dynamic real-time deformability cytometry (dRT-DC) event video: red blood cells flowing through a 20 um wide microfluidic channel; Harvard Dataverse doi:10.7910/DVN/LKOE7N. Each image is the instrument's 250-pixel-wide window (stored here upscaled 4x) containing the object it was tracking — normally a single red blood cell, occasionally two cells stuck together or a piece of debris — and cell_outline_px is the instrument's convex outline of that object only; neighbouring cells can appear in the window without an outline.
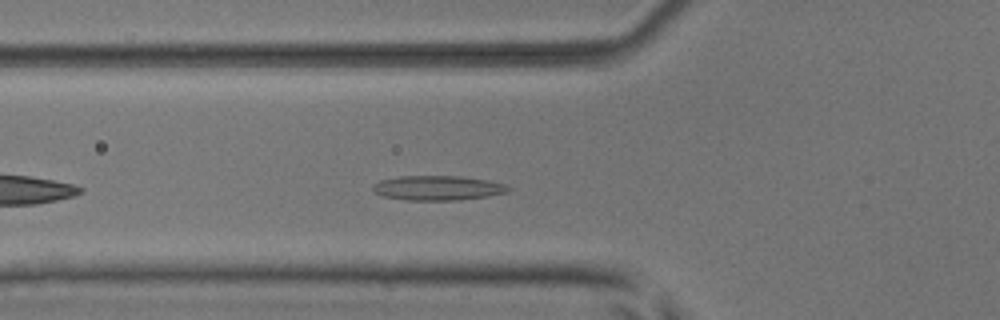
{"species": "common noctule bat (a hibernating species)", "species_latin": "Nyctalus noctula", "temperature_condition": "room temperature", "stored_images_in_passage": 39, "camera_frame_rate_fps": 3000, "um_per_image_px": 0.085, "animal": {"sex": "male", "body_mass_g": 17.9, "forearm_length_mm": 54.2}, "frame": {"image": 1, "passage_image": 6, "time_ms": 1.667, "image_size_px": [1000, 320], "cell_outline_px": [[512, 188], [508, 192], [488, 196], [460, 200], [404, 200], [384, 196], [372, 192], [372, 184], [380, 180], [400, 176], [460, 176], [488, 180], [504, 184]], "centroid_in_image_um": [37.19, 15.98], "position_along_channel_um": 88.6, "area_um2": 19.59}}
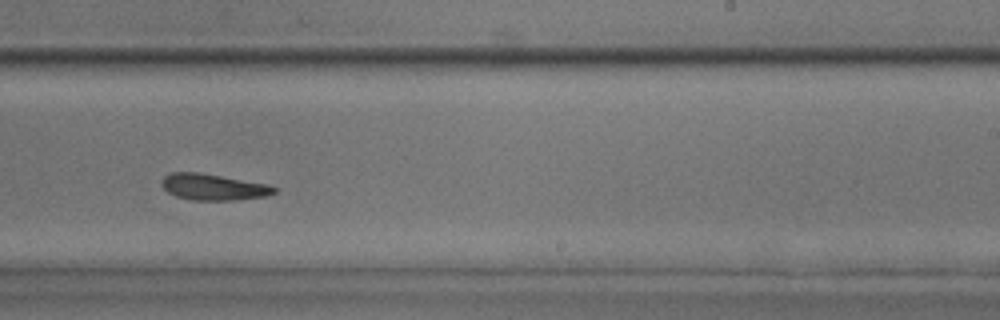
{"frame": {"image": 2, "passage_image": 20, "time_ms": 6.333, "image_size_px": [1000, 320], "cell_outline_px": [[280, 188], [276, 192], [264, 196], [236, 200], [192, 200], [176, 196], [168, 192], [160, 184], [160, 180], [168, 172], [200, 172], [268, 184]], "centroid_in_image_um": [18.12, 15.88], "position_along_channel_um": 270.9, "area_um2": 17.4}}
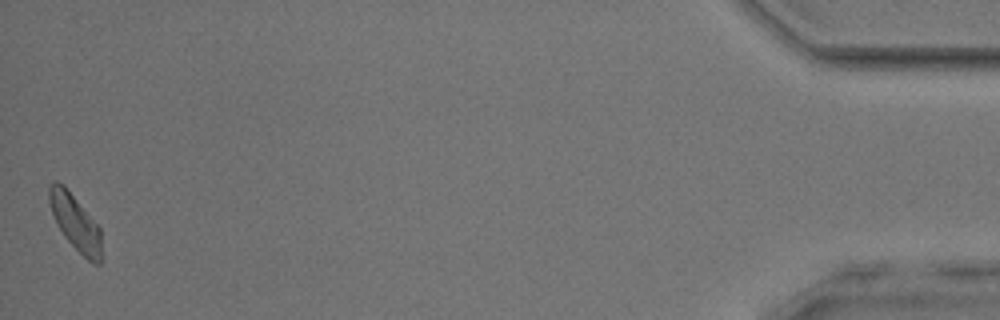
{"frame": {"image": 3, "passage_image": 39, "time_ms": 12.667, "image_size_px": [1000, 320], "cell_outline_px": [[100, 264], [92, 264], [64, 236], [56, 224], [48, 200], [48, 188], [56, 180], [64, 184], [100, 228]], "centroid_in_image_um": [6.37, 18.87], "position_along_channel_um": 428.8, "area_um2": 16.65}, "authors_computed_cell_mechanics": {"area_um2": 17.4556, "velocity_mm_per_s": 3.9183, "shape_relaxation_time_tau1_ms": null, "shape_relaxation_time_tau2_ms": 7.8682, "deformation_change_tau1": null, "deformation_change_tau2": 0.1624}}